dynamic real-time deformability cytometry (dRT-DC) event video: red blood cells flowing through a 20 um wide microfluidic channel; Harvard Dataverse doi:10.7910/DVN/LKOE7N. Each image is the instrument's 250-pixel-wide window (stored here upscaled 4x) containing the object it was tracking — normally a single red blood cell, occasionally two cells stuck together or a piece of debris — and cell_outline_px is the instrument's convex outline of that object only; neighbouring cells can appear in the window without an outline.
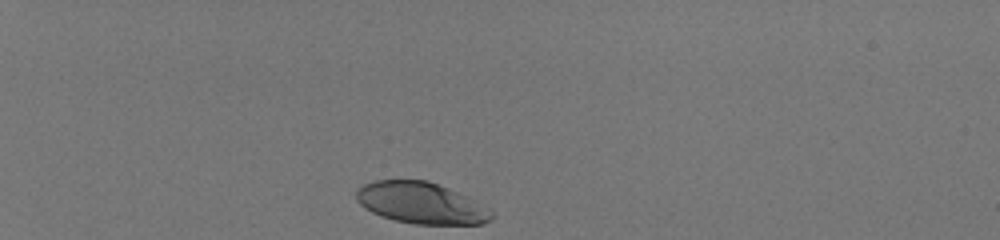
{"species": "human", "species_latin": "Homo sapiens", "temperature_condition": "room temperature", "stored_images_in_passage": 35, "camera_frame_rate_fps": 3000, "um_per_image_px": 0.085, "donor": {"sex": "male"}, "frame": {"image": 1, "passage_image": 1, "time_ms": 0.0, "image_size_px": [1000, 240], "cell_outline_px": [[492, 220], [484, 224], [416, 224], [396, 220], [380, 216], [364, 208], [356, 200], [356, 192], [364, 184], [376, 180], [428, 180], [448, 188], [488, 208], [492, 212]], "centroid_in_image_um": [35.77, 17.26], "position_along_channel_um": 49.2, "area_um2": 32.31}}
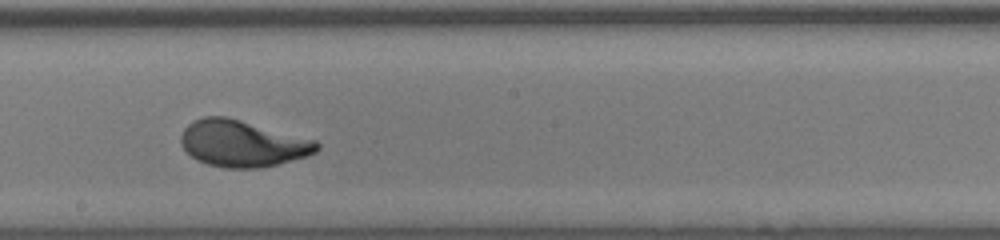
{"frame": {"image": 2, "passage_image": 20, "time_ms": 6.333, "image_size_px": [1000, 240], "cell_outline_px": [[320, 148], [316, 152], [308, 156], [260, 168], [224, 168], [208, 164], [196, 160], [180, 144], [180, 136], [184, 128], [192, 120], [204, 116], [224, 116], [240, 120], [316, 140], [320, 144]], "centroid_in_image_um": [20.59, 12.2], "position_along_channel_um": 227.6, "area_um2": 36.82}}
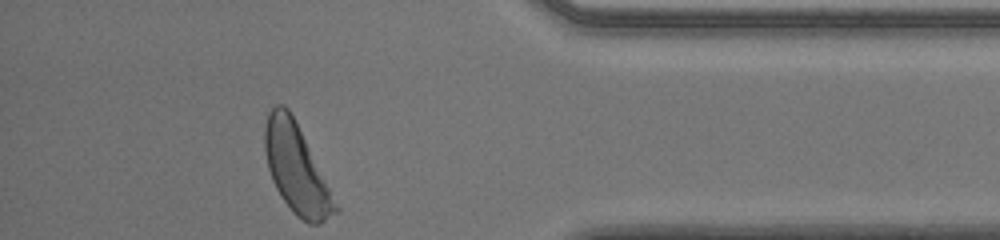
{"frame": {"image": 3, "passage_image": 35, "time_ms": 11.333, "image_size_px": [1000, 240], "cell_outline_px": [[340, 212], [320, 224], [308, 224], [296, 216], [292, 212], [280, 196], [272, 180], [268, 168], [264, 148], [264, 128], [268, 112], [276, 104], [284, 104], [288, 108], [340, 208]], "centroid_in_image_um": [25.19, 14.4], "position_along_channel_um": 410.0, "area_um2": 36.18}, "authors_computed_cell_mechanics": {"area_um2": 35.3158, "velocity_mm_per_s": 3.9826, "shape_relaxation_time_tau1_ms": 2.6747, "shape_relaxation_time_tau2_ms": null, "deformation_change_tau1": 0.1769, "deformation_change_tau2": null}}